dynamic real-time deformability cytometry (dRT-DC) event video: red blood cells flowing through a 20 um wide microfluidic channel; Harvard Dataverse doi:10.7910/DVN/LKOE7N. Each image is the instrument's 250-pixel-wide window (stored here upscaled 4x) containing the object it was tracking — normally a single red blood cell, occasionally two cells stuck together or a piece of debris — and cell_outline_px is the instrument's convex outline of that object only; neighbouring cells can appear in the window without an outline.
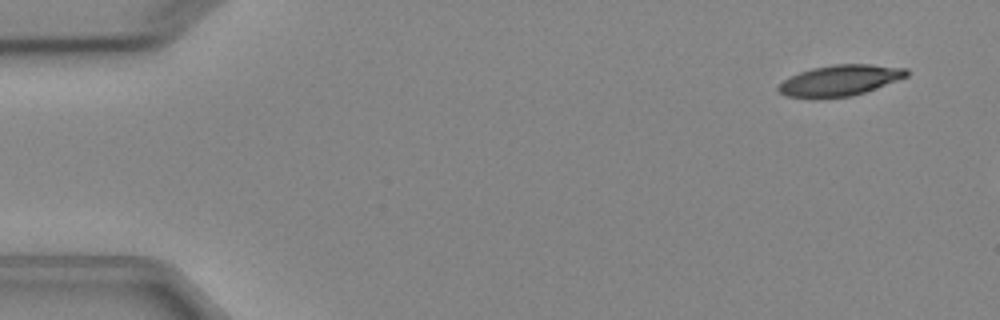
{"species": "Egyptian fruit bat (a non-hibernating species)", "species_latin": "Rousettus aegyptiacus", "temperature_condition": "cold", "stored_images_in_passage": 3, "camera_frame_rate_fps": 3000, "um_per_image_px": 0.085, "animal": {"sex": "female"}, "frame": {"image": 1, "passage_image": 1, "time_ms": 0.0, "image_size_px": [1000, 320], "cell_outline_px": [[908, 76], [876, 88], [852, 96], [816, 100], [788, 96], [780, 92], [776, 88], [784, 80], [800, 72], [812, 68], [832, 64], [872, 64], [908, 68]], "centroid_in_image_um": [71.39, 6.85], "position_along_channel_um": 13.6, "area_um2": 23.35}}